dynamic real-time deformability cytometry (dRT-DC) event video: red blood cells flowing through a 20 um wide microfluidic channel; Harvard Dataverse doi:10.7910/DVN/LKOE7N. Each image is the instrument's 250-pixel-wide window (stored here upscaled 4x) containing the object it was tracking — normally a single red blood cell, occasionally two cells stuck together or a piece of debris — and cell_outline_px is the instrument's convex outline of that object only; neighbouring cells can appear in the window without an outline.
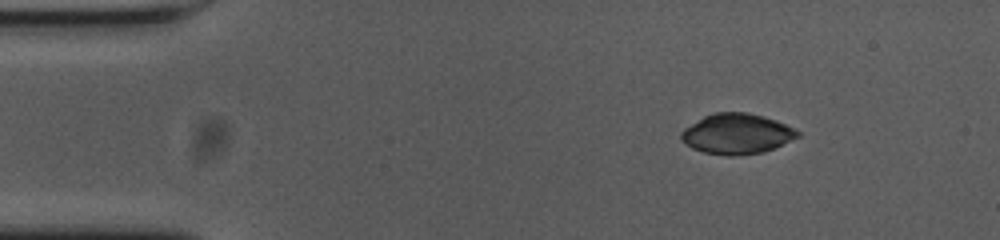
{"species": "common noctule bat (a hibernating species)", "species_latin": "Nyctalus noctula", "temperature_condition": "cold", "stored_images_in_passage": 48, "camera_frame_rate_fps": 3000, "um_per_image_px": 0.085, "animal": {"sex": "female", "body_mass_g": 23.0, "forearm_length_mm": 53.4}, "frame": {"image": 1, "passage_image": 1, "time_ms": 0.0, "image_size_px": [1000, 240], "cell_outline_px": [[800, 136], [772, 148], [760, 152], [732, 156], [728, 156], [704, 152], [692, 148], [680, 140], [680, 132], [684, 128], [704, 116], [712, 112], [748, 112], [764, 116], [776, 120], [796, 128], [800, 132]], "centroid_in_image_um": [62.61, 11.35], "position_along_channel_um": 22.4, "area_um2": 27.4}}
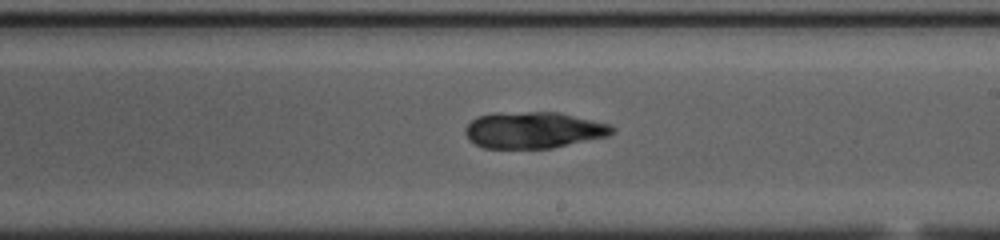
{"frame": {"image": 2, "passage_image": 25, "time_ms": 8.0, "image_size_px": [1000, 240], "cell_outline_px": [[616, 128], [608, 136], [552, 148], [484, 148], [468, 140], [464, 132], [464, 128], [476, 116], [492, 112], [560, 112], [608, 124]], "centroid_in_image_um": [45.3, 11.05], "position_along_channel_um": 243.7, "area_um2": 31.39}}
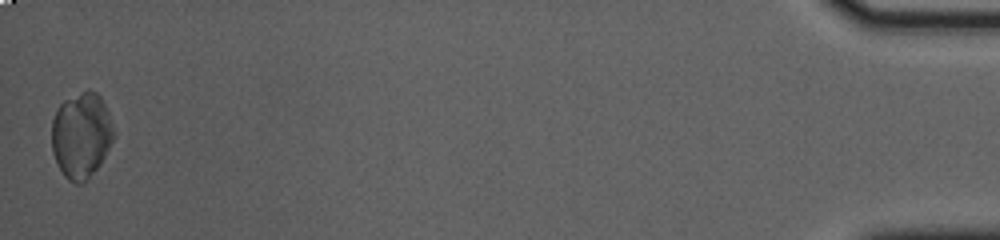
{"frame": {"image": 3, "passage_image": 48, "time_ms": 15.667, "image_size_px": [1000, 240], "cell_outline_px": [[116, 132], [100, 164], [80, 184], [76, 184], [68, 180], [64, 176], [56, 164], [52, 152], [52, 120], [60, 104], [64, 100], [88, 88], [96, 92], [100, 96], [108, 112]], "centroid_in_image_um": [6.9, 11.48], "position_along_channel_um": 428.3, "area_um2": 30.92}}